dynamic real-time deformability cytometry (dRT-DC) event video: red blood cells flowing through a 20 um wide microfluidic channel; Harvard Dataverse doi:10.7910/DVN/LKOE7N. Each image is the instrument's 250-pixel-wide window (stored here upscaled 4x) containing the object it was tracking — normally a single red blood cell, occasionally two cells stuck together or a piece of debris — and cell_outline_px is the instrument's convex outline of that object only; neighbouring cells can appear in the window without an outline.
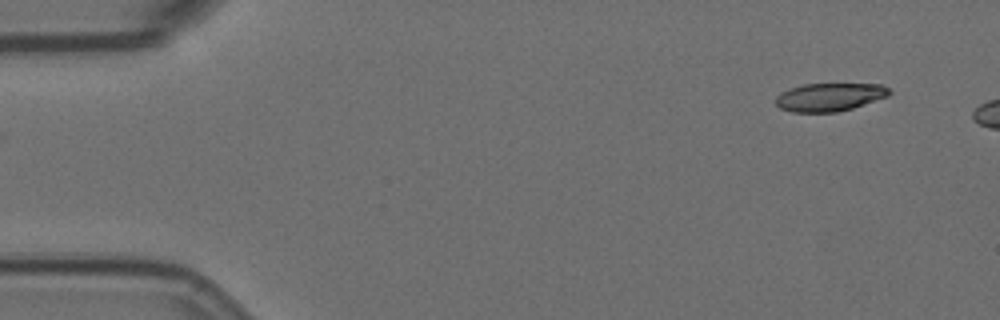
{"species": "Egyptian fruit bat (a non-hibernating species)", "species_latin": "Rousettus aegyptiacus", "temperature_condition": "room temperature", "stored_images_in_passage": 8, "camera_frame_rate_fps": 3000, "um_per_image_px": 0.085, "animal": {"sex": "female"}, "frame": {"image": 1, "passage_image": 1, "time_ms": 0.0, "image_size_px": [1000, 320], "cell_outline_px": [[892, 92], [888, 96], [852, 108], [836, 112], [792, 112], [780, 108], [776, 104], [776, 96], [780, 92], [788, 88], [804, 84], [884, 84]], "centroid_in_image_um": [70.5, 8.24], "position_along_channel_um": 14.5, "area_um2": 18.67}}